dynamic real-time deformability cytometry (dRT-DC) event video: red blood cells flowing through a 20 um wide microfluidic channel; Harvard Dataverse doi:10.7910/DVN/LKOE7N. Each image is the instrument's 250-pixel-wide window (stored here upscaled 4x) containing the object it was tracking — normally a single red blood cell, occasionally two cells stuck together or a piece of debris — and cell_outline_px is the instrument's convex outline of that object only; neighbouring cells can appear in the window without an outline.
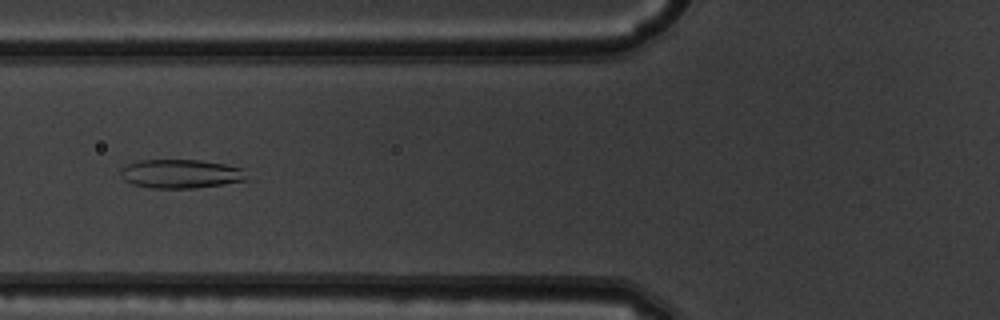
{"species": "common noctule bat (a hibernating species)", "species_latin": "Nyctalus noctula", "temperature_condition": "warm", "stored_images_in_passage": 50, "camera_frame_rate_fps": 3000, "um_per_image_px": 0.085, "animal": {"sex": "male", "body_mass_g": 19.5, "forearm_length_mm": 54.6}, "frame": {"image": 1, "passage_image": 19, "time_ms": 6.0, "image_size_px": [1000, 320], "cell_outline_px": [[248, 180], [224, 184], [196, 188], [152, 188], [132, 184], [124, 180], [120, 176], [120, 168], [128, 164], [140, 160], [200, 160], [224, 164], [244, 168]], "centroid_in_image_um": [15.37, 14.77], "position_along_channel_um": 110.4, "area_um2": 21.39}}
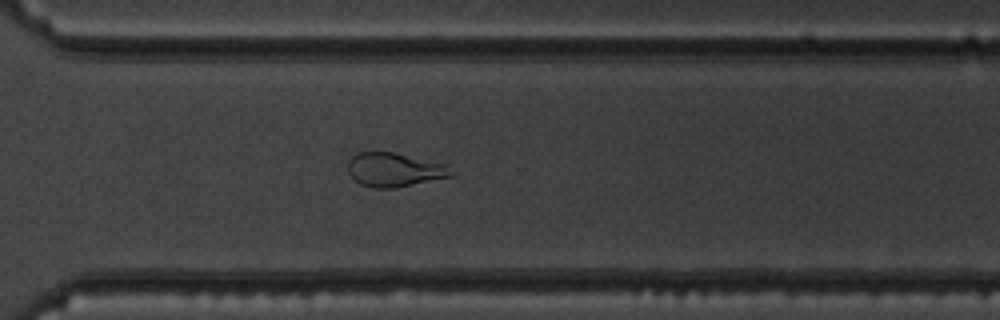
{"frame": {"image": 2, "passage_image": 36, "time_ms": 11.667, "image_size_px": [1000, 320], "cell_outline_px": [[452, 176], [396, 188], [372, 188], [360, 184], [348, 172], [348, 160], [352, 156], [360, 152], [392, 152], [444, 164]], "centroid_in_image_um": [33.45, 14.44], "position_along_channel_um": 337.2, "area_um2": 20.0}}
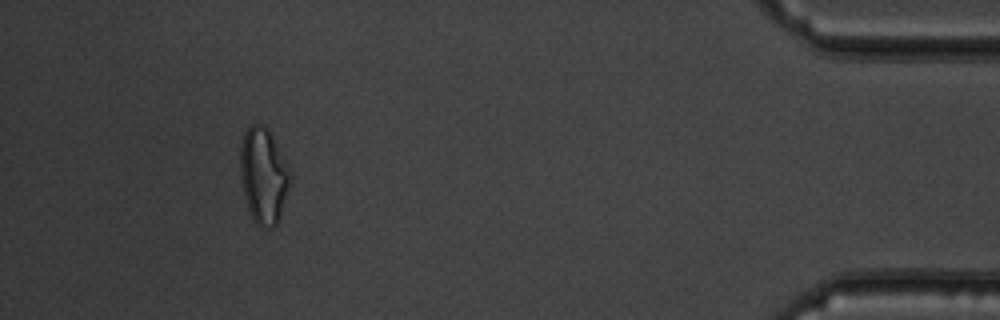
{"frame": {"image": 3, "passage_image": 46, "time_ms": 15.0, "image_size_px": [1000, 320], "cell_outline_px": [[292, 176], [280, 216], [276, 224], [272, 228], [260, 228], [256, 224], [248, 208], [244, 196], [240, 176], [240, 148], [244, 132], [252, 124], [264, 124], [268, 128], [288, 164]], "centroid_in_image_um": [22.4, 14.92], "position_along_channel_um": 412.8, "area_um2": 28.03}, "authors_computed_cell_mechanics": {"area_um2": 24.3049, "velocity_mm_per_s": 4.0096, "shape_relaxation_time_tau1_ms": 9.5305, "shape_relaxation_time_tau2_ms": 1.3855, "deformation_change_tau1": 0.2575, "deformation_change_tau2": 0.0646}}